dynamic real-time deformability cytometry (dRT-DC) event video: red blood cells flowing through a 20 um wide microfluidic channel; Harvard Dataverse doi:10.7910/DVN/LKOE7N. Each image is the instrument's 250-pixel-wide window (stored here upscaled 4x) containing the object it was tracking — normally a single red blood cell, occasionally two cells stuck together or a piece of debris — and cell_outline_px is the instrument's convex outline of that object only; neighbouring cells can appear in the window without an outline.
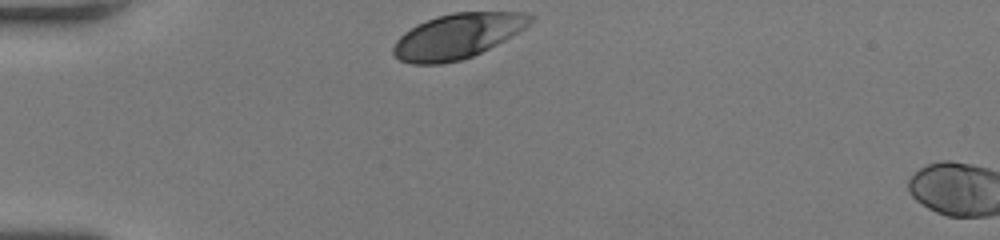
{"species": "human", "species_latin": "Homo sapiens", "temperature_condition": "room temperature", "stored_images_in_passage": 30, "camera_frame_rate_fps": 3000, "um_per_image_px": 0.085, "donor": {"sex": "female"}, "frame": {"image": 1, "passage_image": 1, "time_ms": 0.0, "image_size_px": [1000, 240], "cell_outline_px": [[536, 16], [524, 28], [504, 40], [472, 56], [460, 60], [440, 64], [412, 64], [400, 60], [392, 52], [392, 48], [396, 40], [404, 32], [416, 24], [436, 16], [452, 12], [524, 12]], "centroid_in_image_um": [38.85, 3.05], "position_along_channel_um": 46.1, "area_um2": 35.72}}
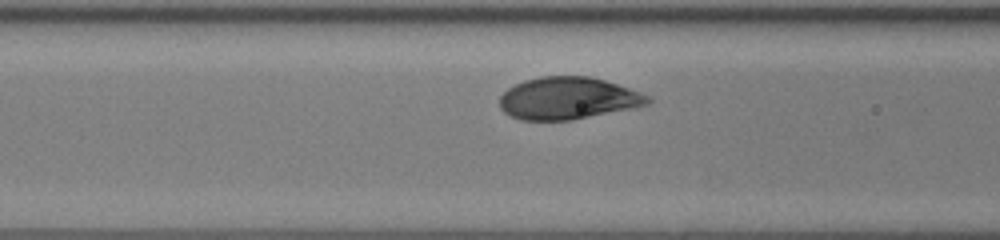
{"frame": {"image": 2, "passage_image": 9, "time_ms": 2.667, "image_size_px": [1000, 240], "cell_outline_px": [[652, 100], [648, 104], [632, 108], [572, 120], [520, 120], [508, 116], [500, 108], [500, 96], [508, 88], [524, 80], [540, 76], [588, 76], [604, 80], [652, 96]], "centroid_in_image_um": [48.26, 8.36], "position_along_channel_um": 118.3, "area_um2": 36.47}}
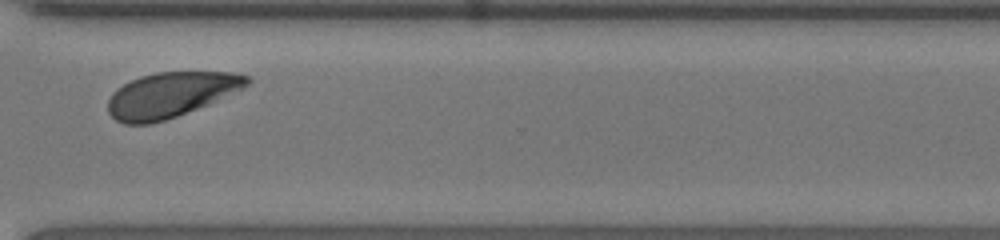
{"frame": {"image": 3, "passage_image": 27, "time_ms": 8.667, "image_size_px": [1000, 240], "cell_outline_px": [[252, 80], [244, 88], [208, 104], [176, 116], [164, 120], [148, 124], [124, 124], [116, 120], [108, 112], [108, 100], [112, 92], [116, 88], [140, 76], [156, 72], [232, 72], [248, 76]], "centroid_in_image_um": [14.5, 8.05], "position_along_channel_um": 356.1, "area_um2": 36.36}, "authors_computed_cell_mechanics": {"area_um2": 36.6163, "velocity_mm_per_s": 3.9425, "shape_relaxation_time_tau1_ms": 1.6341, "shape_relaxation_time_tau2_ms": null, "deformation_change_tau1": 0.1248, "deformation_change_tau2": null}}